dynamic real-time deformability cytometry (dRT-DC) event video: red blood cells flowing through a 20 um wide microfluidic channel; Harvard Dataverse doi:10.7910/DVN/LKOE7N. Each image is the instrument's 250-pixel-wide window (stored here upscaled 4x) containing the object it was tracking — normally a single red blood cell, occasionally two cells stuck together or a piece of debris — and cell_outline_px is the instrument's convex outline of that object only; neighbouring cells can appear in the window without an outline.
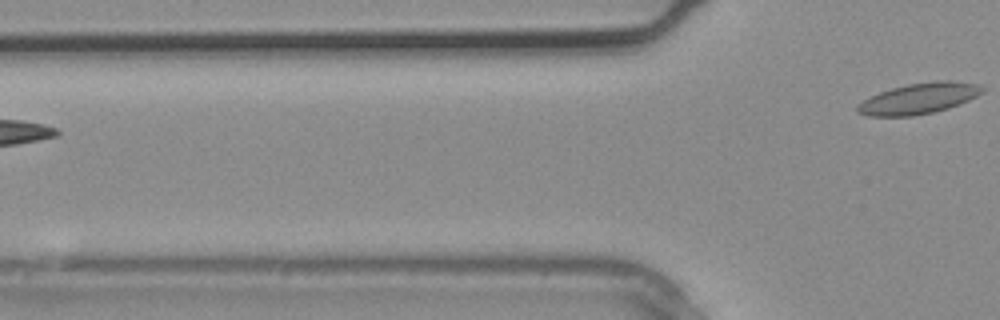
{"species": "common noctule bat (a hibernating species)", "species_latin": "Nyctalus noctula", "temperature_condition": "warm", "stored_images_in_passage": 3, "camera_frame_rate_fps": 3000, "um_per_image_px": 0.085, "animal": {"sex": "male", "body_mass_g": 20.4}, "frame": {"image": 1, "passage_image": 3, "time_ms": 0.667, "image_size_px": [1000, 320], "cell_outline_px": [[984, 92], [960, 104], [948, 108], [932, 112], [912, 116], [868, 116], [856, 112], [856, 104], [880, 92], [892, 88], [908, 84], [936, 80], [948, 80], [980, 84], [984, 88]], "centroid_in_image_um": [78.11, 8.37], "position_along_channel_um": 47.7, "area_um2": 22.43}}